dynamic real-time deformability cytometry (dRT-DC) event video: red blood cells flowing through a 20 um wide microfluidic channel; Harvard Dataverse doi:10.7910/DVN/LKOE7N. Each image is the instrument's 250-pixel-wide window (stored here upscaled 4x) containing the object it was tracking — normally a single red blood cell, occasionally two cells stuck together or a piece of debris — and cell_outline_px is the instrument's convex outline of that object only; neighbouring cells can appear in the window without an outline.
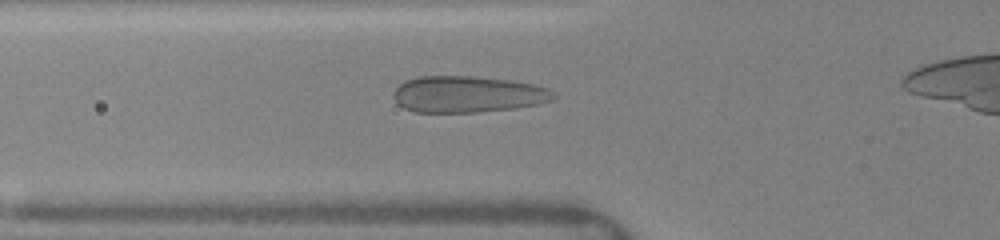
{"species": "human", "species_latin": "Homo sapiens", "temperature_condition": "warm", "stored_images_in_passage": 23, "camera_frame_rate_fps": 3000, "um_per_image_px": 0.085, "donor": {"sex": "female"}, "frame": {"image": 1, "passage_image": 5, "time_ms": 2.0, "image_size_px": [1000, 240], "cell_outline_px": [[556, 96], [552, 100], [536, 104], [516, 108], [476, 112], [412, 112], [396, 104], [392, 96], [392, 92], [404, 80], [420, 76], [472, 76], [508, 80], [532, 84], [548, 88]], "centroid_in_image_um": [39.68, 8.01], "position_along_channel_um": 86.1, "area_um2": 34.1}}
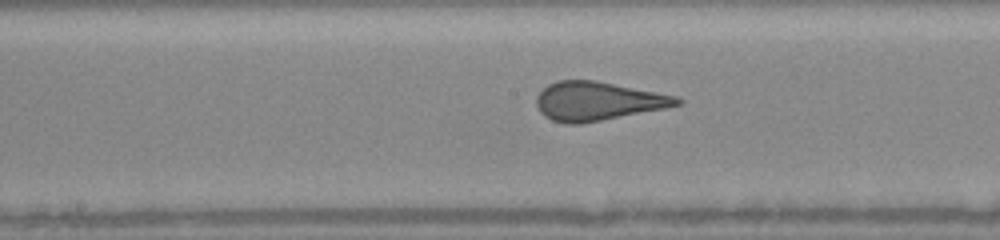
{"frame": {"image": 2, "passage_image": 11, "time_ms": 4.667, "image_size_px": [1000, 240], "cell_outline_px": [[684, 104], [664, 108], [580, 124], [564, 124], [552, 120], [544, 116], [540, 112], [536, 104], [536, 96], [548, 84], [560, 80], [596, 80], [676, 96], [684, 100]], "centroid_in_image_um": [50.79, 8.6], "position_along_channel_um": 197.4, "area_um2": 31.62}}
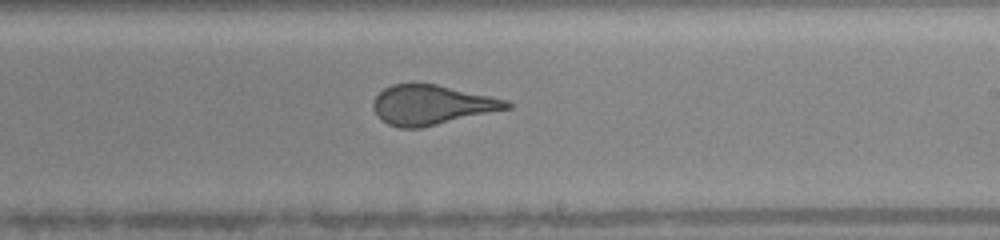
{"frame": {"image": 3, "passage_image": 14, "time_ms": 6.0, "image_size_px": [1000, 240], "cell_outline_px": [[512, 108], [420, 128], [400, 128], [388, 124], [380, 120], [372, 108], [372, 104], [376, 96], [384, 88], [392, 84], [436, 84], [508, 100], [512, 104]], "centroid_in_image_um": [36.68, 8.93], "position_along_channel_um": 252.3, "area_um2": 30.81}}